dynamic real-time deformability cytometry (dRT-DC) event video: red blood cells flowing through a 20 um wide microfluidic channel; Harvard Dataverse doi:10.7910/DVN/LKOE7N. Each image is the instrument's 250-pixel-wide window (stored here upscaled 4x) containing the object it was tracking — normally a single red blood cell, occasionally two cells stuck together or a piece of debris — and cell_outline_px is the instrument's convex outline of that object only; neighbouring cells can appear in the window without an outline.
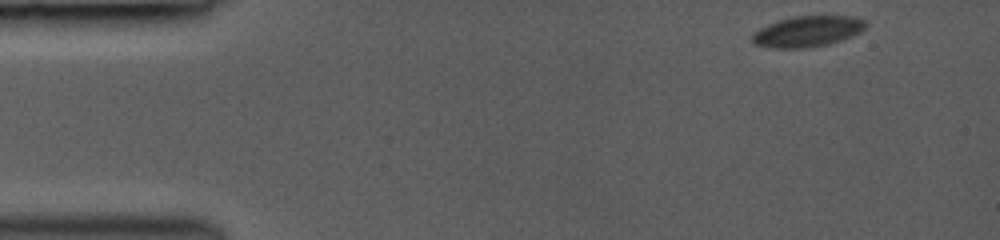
{"species": "common noctule bat (a hibernating species)", "species_latin": "Nyctalus noctula", "temperature_condition": "room temperature", "stored_images_in_passage": 37, "camera_frame_rate_fps": 3000, "um_per_image_px": 0.085, "animal": {"sex": "female", "body_mass_g": 19.0, "forearm_length_mm": 53.3}, "frame": {"image": 1, "passage_image": 1, "time_ms": 0.0, "image_size_px": [1000, 240], "cell_outline_px": [[868, 24], [860, 32], [852, 36], [828, 44], [804, 48], [772, 48], [752, 44], [752, 32], [776, 20], [792, 16], [848, 16], [864, 20]], "centroid_in_image_um": [68.59, 2.67], "position_along_channel_um": 16.4, "area_um2": 20.46}}
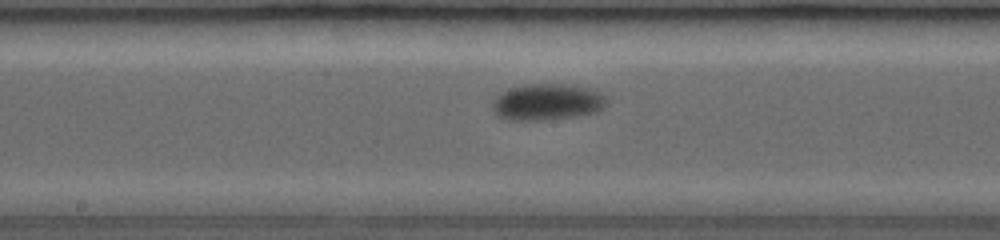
{"frame": {"image": 2, "passage_image": 22, "time_ms": 7.333, "image_size_px": [1000, 240], "cell_outline_px": [[608, 100], [604, 108], [596, 112], [576, 116], [544, 120], [508, 120], [496, 116], [492, 108], [492, 100], [500, 92], [508, 88], [528, 84], [572, 84], [588, 88], [600, 92]], "centroid_in_image_um": [46.48, 8.67], "position_along_channel_um": 201.7, "area_um2": 24.62}}
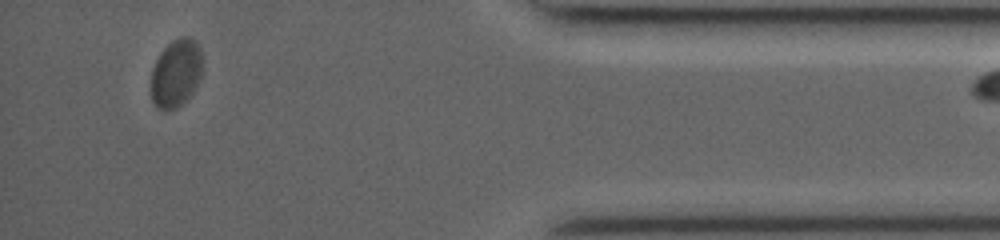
{"frame": {"image": 3, "passage_image": 36, "time_ms": 13.667, "image_size_px": [1000, 240], "cell_outline_px": [[204, 68], [200, 80], [196, 88], [176, 108], [156, 108], [152, 100], [152, 68], [160, 52], [172, 40], [180, 36], [188, 36], [200, 48]], "centroid_in_image_um": [14.99, 6.18], "position_along_channel_um": 420.2, "area_um2": 20.29}}